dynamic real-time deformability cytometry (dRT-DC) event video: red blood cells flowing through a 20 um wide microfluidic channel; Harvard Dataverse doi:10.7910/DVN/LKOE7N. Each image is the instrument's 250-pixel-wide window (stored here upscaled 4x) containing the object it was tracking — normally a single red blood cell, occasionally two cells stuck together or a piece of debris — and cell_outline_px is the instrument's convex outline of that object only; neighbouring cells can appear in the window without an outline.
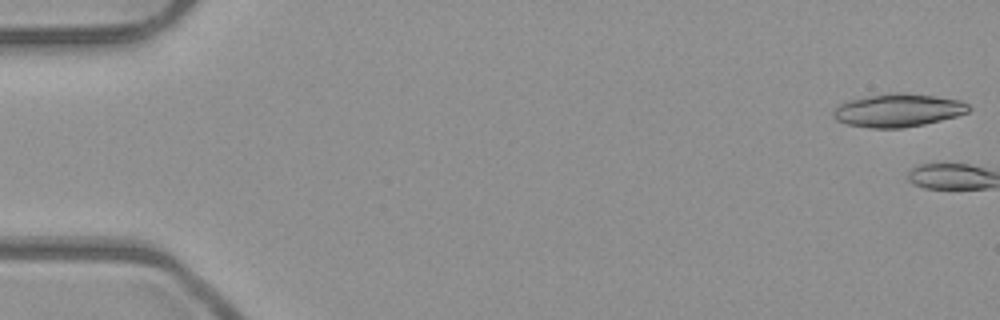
{"species": "common noctule bat (a hibernating species)", "species_latin": "Nyctalus noctula", "temperature_condition": "room temperature", "stored_images_in_passage": 3, "camera_frame_rate_fps": 3000, "um_per_image_px": 0.085, "animal": {"sex": "male", "body_mass_g": 23.1, "forearm_length_mm": 52.7}, "frame": {"image": 1, "passage_image": 1, "time_ms": 0.0, "image_size_px": [1000, 320], "cell_outline_px": [[972, 108], [968, 112], [956, 116], [924, 124], [904, 128], [868, 128], [848, 124], [836, 120], [832, 116], [832, 112], [844, 100], [888, 92], [904, 92], [936, 96], [960, 100], [968, 104]], "centroid_in_image_um": [76.31, 9.36], "position_along_channel_um": 8.7, "area_um2": 26.47}}